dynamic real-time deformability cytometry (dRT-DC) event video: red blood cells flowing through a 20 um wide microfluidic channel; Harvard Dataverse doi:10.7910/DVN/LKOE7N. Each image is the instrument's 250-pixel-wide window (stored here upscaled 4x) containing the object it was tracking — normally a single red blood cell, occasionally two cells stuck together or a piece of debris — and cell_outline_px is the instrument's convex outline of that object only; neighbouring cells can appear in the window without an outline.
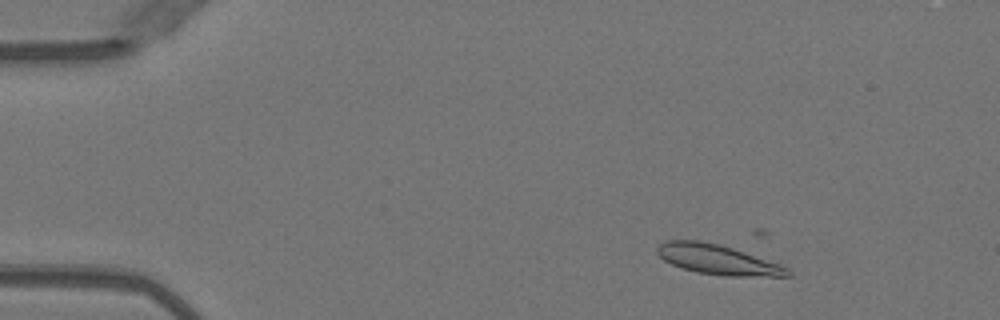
{"species": "Egyptian fruit bat (a non-hibernating species)", "species_latin": "Rousettus aegyptiacus", "temperature_condition": "warm", "stored_images_in_passage": 13, "camera_frame_rate_fps": 3000, "um_per_image_px": 0.085, "animal": {"sex": "female"}, "frame": {"image": 1, "passage_image": 9, "time_ms": 2.667, "image_size_px": [1000, 320], "cell_outline_px": [[792, 276], [724, 276], [696, 272], [680, 268], [664, 260], [656, 252], [656, 248], [664, 240], [700, 240], [720, 244], [780, 264], [788, 268], [792, 272]], "centroid_in_image_um": [60.98, 22.06], "position_along_channel_um": 24.0, "area_um2": 22.77}}